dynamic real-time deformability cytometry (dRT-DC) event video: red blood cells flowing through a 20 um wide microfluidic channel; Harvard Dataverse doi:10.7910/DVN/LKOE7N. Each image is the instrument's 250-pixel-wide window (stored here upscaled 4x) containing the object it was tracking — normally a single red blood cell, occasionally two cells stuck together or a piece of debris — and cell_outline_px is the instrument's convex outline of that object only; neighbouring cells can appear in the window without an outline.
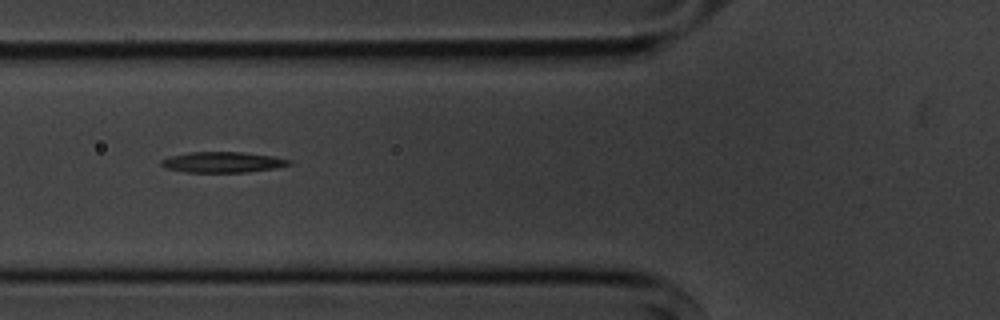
{"species": "common noctule bat (a hibernating species)", "species_latin": "Nyctalus noctula", "temperature_condition": "cold", "stored_images_in_passage": 12, "camera_frame_rate_fps": 3000, "um_per_image_px": 0.085, "animal": {"sex": "male", "body_mass_g": 20.1, "forearm_length_mm": 53.5}, "frame": {"image": 1, "passage_image": 3, "time_ms": 2.333, "image_size_px": [1000, 320], "cell_outline_px": [[292, 164], [276, 168], [248, 172], [184, 172], [164, 168], [160, 164], [160, 160], [168, 156], [188, 152], [244, 152], [272, 156], [292, 160]], "centroid_in_image_um": [18.89, 13.78], "position_along_channel_um": 106.9, "area_um2": 15.61}}
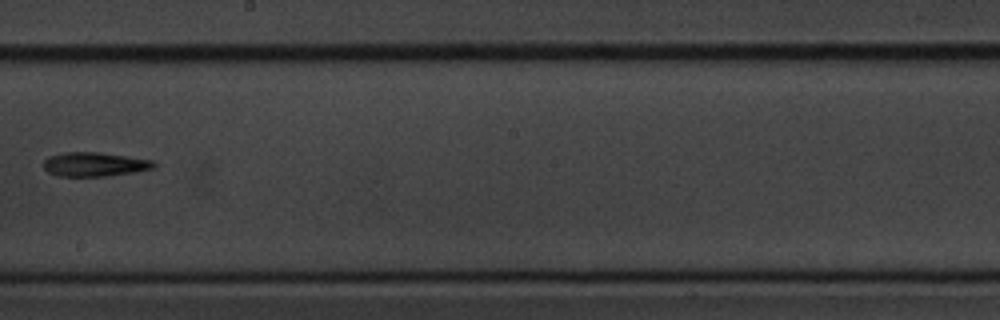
{"frame": {"image": 2, "passage_image": 6, "time_ms": 6.0, "image_size_px": [1000, 320], "cell_outline_px": [[156, 168], [108, 176], [56, 176], [48, 172], [44, 168], [44, 160], [48, 156], [64, 152], [100, 152], [152, 160], [156, 164]], "centroid_in_image_um": [8.02, 13.96], "position_along_channel_um": 240.2, "area_um2": 15.55}}
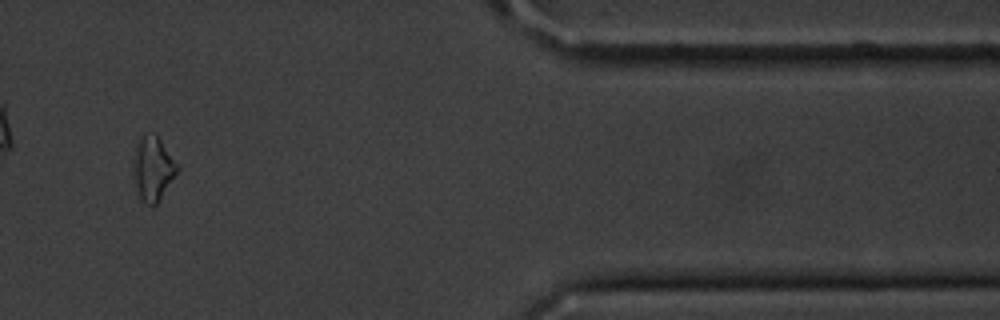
{"frame": {"image": 3, "passage_image": 10, "time_ms": 11.333, "image_size_px": [1000, 320], "cell_outline_px": [[180, 168], [160, 200], [156, 204], [148, 204], [136, 192], [132, 180], [132, 160], [140, 136], [156, 132], [180, 164]], "centroid_in_image_um": [13.01, 14.29], "position_along_channel_um": 398.4, "area_um2": 17.05}, "authors_computed_cell_mechanics": {"area_um2": 15.5771, "velocity_mm_per_s": 3.6265, "shape_relaxation_time_tau1_ms": 3.8261, "shape_relaxation_time_tau2_ms": null, "deformation_change_tau1": 0.1063, "deformation_change_tau2": null}}